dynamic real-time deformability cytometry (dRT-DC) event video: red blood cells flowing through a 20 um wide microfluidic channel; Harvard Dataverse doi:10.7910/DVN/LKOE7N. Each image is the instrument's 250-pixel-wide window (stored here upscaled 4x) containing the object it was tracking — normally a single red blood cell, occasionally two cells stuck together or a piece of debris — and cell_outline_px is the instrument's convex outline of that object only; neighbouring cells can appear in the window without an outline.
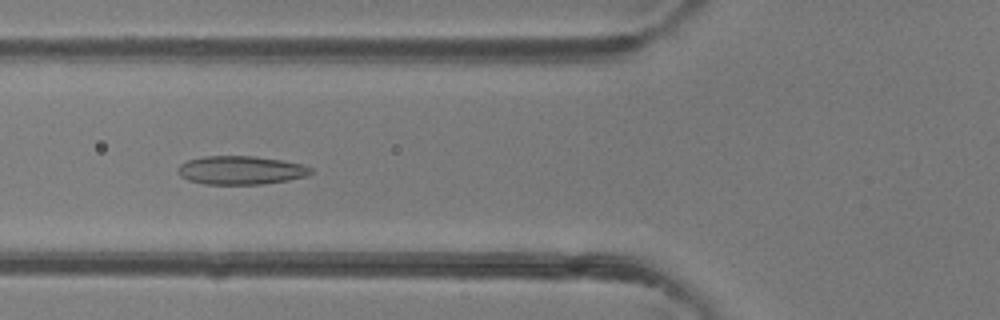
{"species": "common noctule bat (a hibernating species)", "species_latin": "Nyctalus noctula", "temperature_condition": "room temperature", "stored_images_in_passage": 47, "camera_frame_rate_fps": 3000, "um_per_image_px": 0.085, "animal": {"sex": "female"}, "frame": {"image": 1, "passage_image": 18, "time_ms": 5.667, "image_size_px": [1000, 320], "cell_outline_px": [[312, 172], [308, 176], [288, 180], [260, 184], [204, 184], [188, 180], [180, 176], [176, 168], [180, 164], [188, 160], [204, 156], [252, 156], [284, 160], [304, 164], [312, 168]], "centroid_in_image_um": [20.48, 14.46], "position_along_channel_um": 105.3, "area_um2": 22.25}}
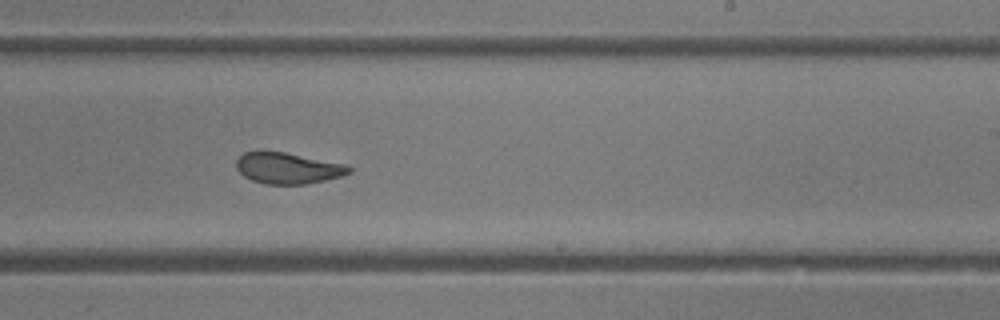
{"frame": {"image": 2, "passage_image": 29, "time_ms": 9.333, "image_size_px": [1000, 320], "cell_outline_px": [[352, 172], [340, 176], [308, 184], [264, 184], [252, 180], [244, 176], [236, 168], [236, 160], [244, 152], [284, 152], [348, 164], [352, 168]], "centroid_in_image_um": [24.5, 14.3], "position_along_channel_um": 264.5, "area_um2": 20.4}}
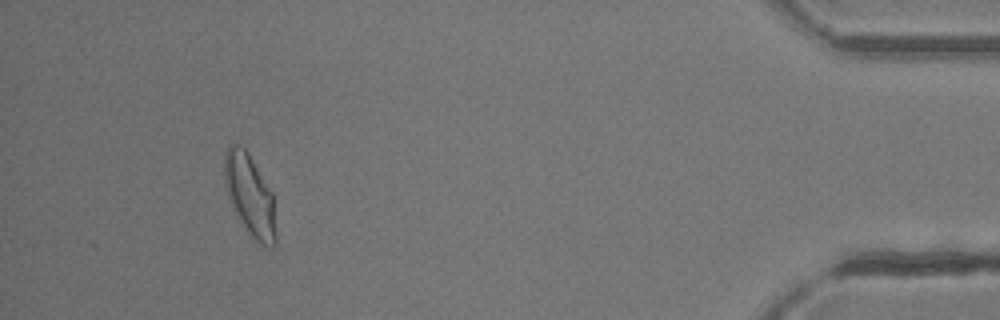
{"frame": {"image": 3, "passage_image": 44, "time_ms": 14.333, "image_size_px": [1000, 320], "cell_outline_px": [[276, 244], [272, 248], [268, 248], [260, 244], [248, 232], [240, 220], [232, 204], [224, 184], [224, 152], [228, 144], [240, 144], [248, 152], [272, 192], [276, 232]], "centroid_in_image_um": [21.24, 16.57], "position_along_channel_um": 414.0, "area_um2": 24.39}, "authors_computed_cell_mechanics": {"area_um2": 22.831, "velocity_mm_per_s": 4.3396, "shape_relaxation_time_tau1_ms": 8.5915, "shape_relaxation_time_tau2_ms": 1.1782, "deformation_change_tau1": 0.2163, "deformation_change_tau2": 0.0762}}